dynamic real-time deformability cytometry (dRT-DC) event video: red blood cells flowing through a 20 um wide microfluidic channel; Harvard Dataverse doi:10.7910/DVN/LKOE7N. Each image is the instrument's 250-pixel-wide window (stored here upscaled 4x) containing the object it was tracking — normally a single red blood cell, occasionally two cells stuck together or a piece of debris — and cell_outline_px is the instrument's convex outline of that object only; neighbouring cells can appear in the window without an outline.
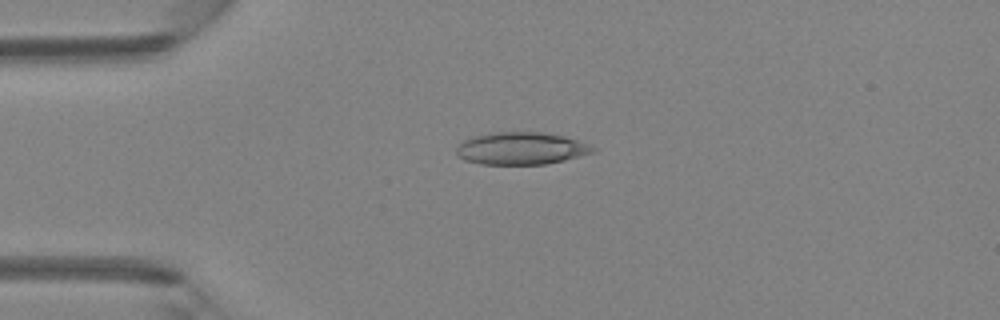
{"species": "Egyptian fruit bat (a non-hibernating species)", "species_latin": "Rousettus aegyptiacus", "temperature_condition": "room temperature", "stored_images_in_passage": 6, "camera_frame_rate_fps": 3000, "um_per_image_px": 0.085, "animal": {"sex": "female"}, "frame": {"image": 1, "passage_image": 3, "time_ms": 2.333, "image_size_px": [1000, 320], "cell_outline_px": [[596, 152], [564, 160], [544, 164], [480, 164], [464, 160], [456, 156], [456, 148], [464, 140], [472, 136], [496, 132], [544, 132], [564, 136], [576, 140], [596, 148]], "centroid_in_image_um": [44.27, 12.61], "position_along_channel_um": 40.7, "area_um2": 25.72}}
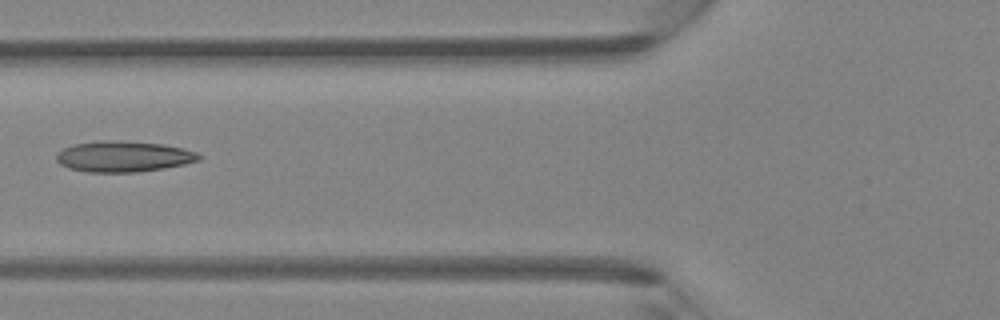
{"frame": {"image": 2, "passage_image": 5, "time_ms": 4.667, "image_size_px": [1000, 320], "cell_outline_px": [[204, 156], [200, 160], [184, 164], [164, 168], [136, 172], [88, 172], [68, 168], [60, 164], [56, 160], [56, 156], [64, 148], [72, 144], [100, 140], [104, 140], [160, 144], [180, 148], [196, 152]], "centroid_in_image_um": [10.48, 13.31], "position_along_channel_um": 115.3, "area_um2": 25.37}}
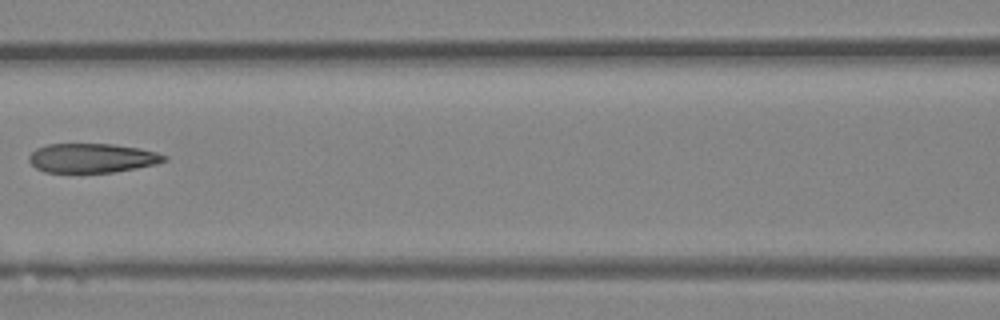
{"frame": {"image": 3, "passage_image": 6, "time_ms": 5.667, "image_size_px": [1000, 320], "cell_outline_px": [[168, 160], [156, 164], [136, 168], [112, 172], [44, 172], [36, 168], [28, 160], [28, 156], [36, 148], [48, 144], [112, 144], [140, 148], [156, 152], [168, 156]], "centroid_in_image_um": [7.83, 13.43], "position_along_channel_um": 158.8, "area_um2": 23.06}}